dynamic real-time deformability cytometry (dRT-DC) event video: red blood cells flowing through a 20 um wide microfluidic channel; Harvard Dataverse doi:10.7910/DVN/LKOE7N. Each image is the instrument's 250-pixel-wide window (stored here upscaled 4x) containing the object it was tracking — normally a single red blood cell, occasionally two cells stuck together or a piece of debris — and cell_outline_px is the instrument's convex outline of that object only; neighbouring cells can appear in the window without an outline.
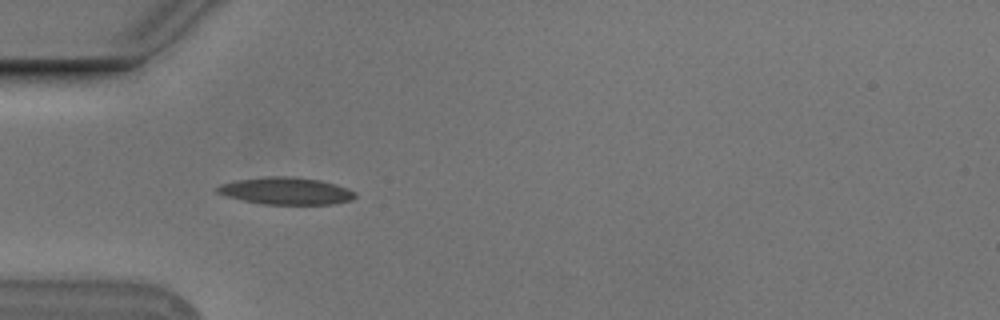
{"species": "Egyptian fruit bat (a non-hibernating species)", "species_latin": "Rousettus aegyptiacus", "temperature_condition": "cold", "stored_images_in_passage": 39, "camera_frame_rate_fps": 3000, "um_per_image_px": 0.085, "animal": {"sex": "male"}, "frame": {"image": 1, "passage_image": 1, "time_ms": 0.0, "image_size_px": [1000, 320], "cell_outline_px": [[356, 196], [352, 200], [332, 204], [260, 204], [228, 196], [216, 192], [216, 188], [220, 184], [236, 180], [268, 176], [288, 176], [320, 180], [356, 192]], "centroid_in_image_um": [24.29, 16.23], "position_along_channel_um": 60.7, "area_um2": 21.56}}
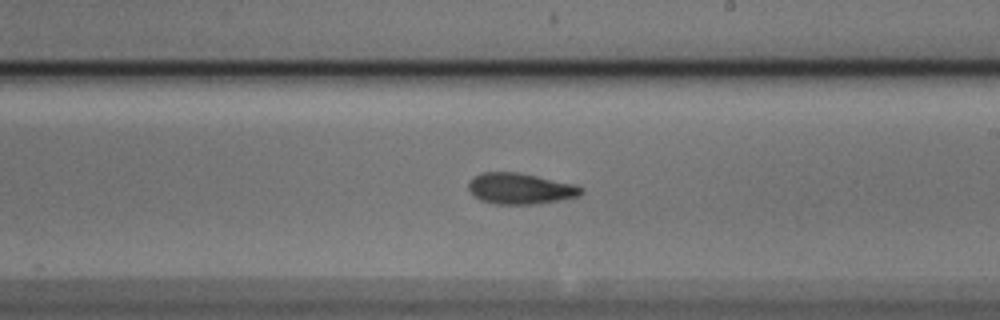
{"frame": {"image": 2, "passage_image": 16, "time_ms": 5.0, "image_size_px": [1000, 320], "cell_outline_px": [[584, 192], [580, 196], [560, 200], [536, 204], [496, 204], [480, 200], [472, 196], [468, 188], [468, 184], [480, 172], [516, 172], [536, 176], [572, 184], [584, 188]], "centroid_in_image_um": [44.21, 16.04], "position_along_channel_um": 244.8, "area_um2": 20.29}}
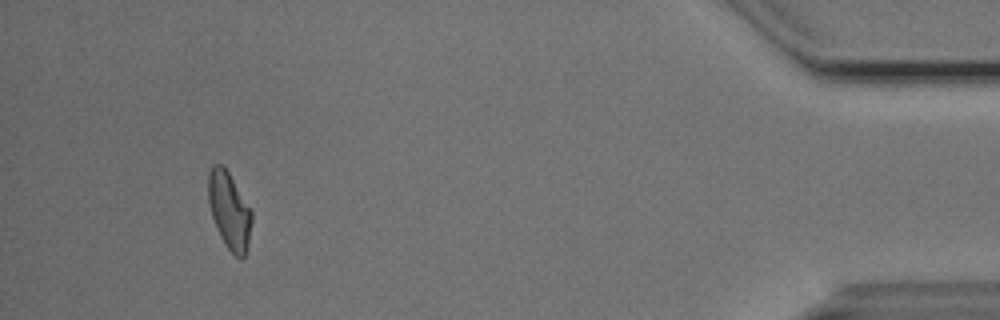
{"frame": {"image": 3, "passage_image": 35, "time_ms": 11.333, "image_size_px": [1000, 320], "cell_outline_px": [[252, 220], [248, 248], [244, 256], [240, 260], [224, 244], [216, 228], [208, 204], [208, 172], [212, 164], [224, 164], [252, 212]], "centroid_in_image_um": [19.48, 17.89], "position_along_channel_um": 415.7, "area_um2": 19.65}, "authors_computed_cell_mechanics": {"area_um2": 19.9988, "velocity_mm_per_s": 3.7561, "shape_relaxation_time_tau1_ms": 5.565, "shape_relaxation_time_tau2_ms": 3.8155, "deformation_change_tau1": 0.1411, "deformation_change_tau2": 0.1204}}